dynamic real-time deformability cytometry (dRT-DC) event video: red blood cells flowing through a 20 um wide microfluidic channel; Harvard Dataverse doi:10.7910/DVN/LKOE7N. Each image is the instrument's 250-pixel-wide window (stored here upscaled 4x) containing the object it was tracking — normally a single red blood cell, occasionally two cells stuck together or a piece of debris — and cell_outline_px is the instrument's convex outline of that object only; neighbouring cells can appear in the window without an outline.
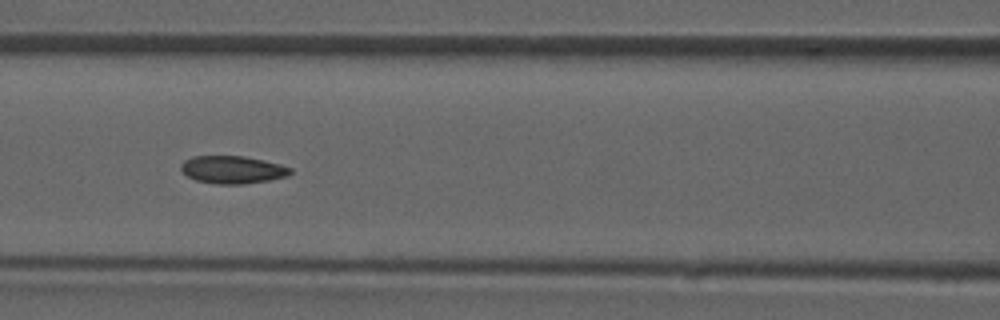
{"species": "common noctule bat (a hibernating species)", "species_latin": "Nyctalus noctula", "temperature_condition": "room temperature", "stored_images_in_passage": 48, "camera_frame_rate_fps": 3000, "um_per_image_px": 0.085, "animal": {"sex": "male", "forearm_length_mm": 52.5}, "frame": {"image": 1, "passage_image": 21, "time_ms": 6.667, "image_size_px": [1000, 320], "cell_outline_px": [[292, 172], [288, 176], [268, 180], [244, 184], [216, 184], [196, 180], [188, 176], [180, 168], [180, 164], [184, 160], [192, 156], [244, 156], [264, 160], [280, 164], [292, 168]], "centroid_in_image_um": [19.77, 14.42], "position_along_channel_um": 146.8, "area_um2": 17.69}}